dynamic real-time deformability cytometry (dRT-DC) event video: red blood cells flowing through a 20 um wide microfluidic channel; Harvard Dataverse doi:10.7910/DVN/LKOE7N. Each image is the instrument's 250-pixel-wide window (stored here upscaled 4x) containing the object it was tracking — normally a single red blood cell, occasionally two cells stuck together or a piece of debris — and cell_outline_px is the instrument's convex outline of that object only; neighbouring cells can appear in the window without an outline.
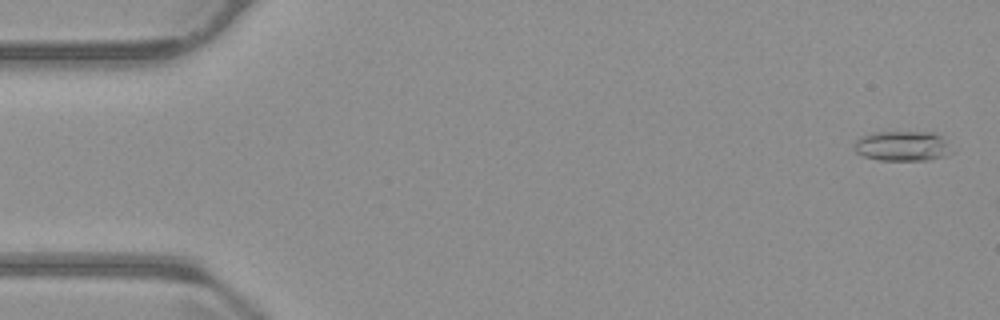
{"species": "common noctule bat (a hibernating species)", "species_latin": "Nyctalus noctula", "temperature_condition": "warm", "stored_images_in_passage": 8, "camera_frame_rate_fps": 3000, "um_per_image_px": 0.085, "animal": {"sex": "male", "body_mass_g": 23.1, "forearm_length_mm": 52.7}, "frame": {"image": 1, "passage_image": 2, "time_ms": 0.333, "image_size_px": [1000, 320], "cell_outline_px": [[952, 152], [944, 156], [928, 160], [880, 160], [864, 156], [856, 152], [852, 148], [856, 140], [860, 136], [872, 132], [932, 132], [940, 136]], "centroid_in_image_um": [76.63, 12.41], "position_along_channel_um": 8.4, "area_um2": 16.94}}